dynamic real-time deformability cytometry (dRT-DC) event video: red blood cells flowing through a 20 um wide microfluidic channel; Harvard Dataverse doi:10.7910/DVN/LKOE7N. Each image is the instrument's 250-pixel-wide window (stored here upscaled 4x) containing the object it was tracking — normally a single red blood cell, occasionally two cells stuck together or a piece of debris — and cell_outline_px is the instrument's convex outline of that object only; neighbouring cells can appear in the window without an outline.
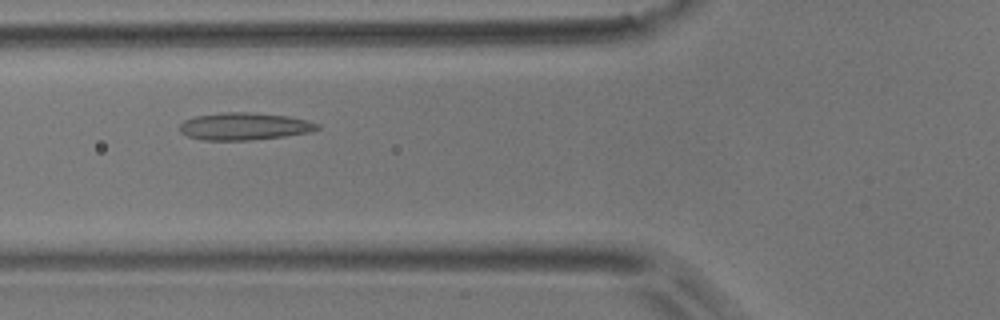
{"species": "common noctule bat (a hibernating species)", "species_latin": "Nyctalus noctula", "temperature_condition": "room temperature", "stored_images_in_passage": 5, "camera_frame_rate_fps": 3000, "um_per_image_px": 0.085, "animal": {"sex": "male", "body_mass_g": 17.9}, "frame": {"image": 1, "passage_image": 5, "time_ms": 4.667, "image_size_px": [1000, 320], "cell_outline_px": [[320, 128], [312, 132], [284, 136], [252, 140], [204, 140], [188, 136], [180, 132], [180, 124], [184, 120], [196, 116], [220, 112], [248, 112], [288, 116], [308, 120], [320, 124]], "centroid_in_image_um": [20.79, 10.73], "position_along_channel_um": 105.0, "area_um2": 22.02}}